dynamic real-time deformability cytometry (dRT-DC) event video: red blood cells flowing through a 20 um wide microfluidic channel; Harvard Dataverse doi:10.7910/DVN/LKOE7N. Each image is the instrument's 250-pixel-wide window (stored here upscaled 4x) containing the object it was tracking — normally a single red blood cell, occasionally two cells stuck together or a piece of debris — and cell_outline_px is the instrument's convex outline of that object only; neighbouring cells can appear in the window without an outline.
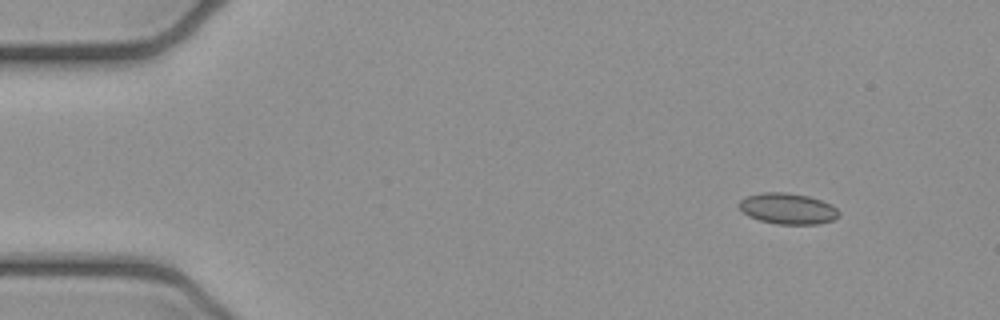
{"species": "common noctule bat (a hibernating species)", "species_latin": "Nyctalus noctula", "temperature_condition": "cold", "stored_images_in_passage": 7, "camera_frame_rate_fps": 3000, "um_per_image_px": 0.085, "animal": {"sex": "female", "body_mass_g": 21.9}, "frame": {"image": 1, "passage_image": 1, "time_ms": 0.0, "image_size_px": [1000, 320], "cell_outline_px": [[840, 216], [832, 220], [820, 224], [776, 224], [760, 220], [748, 216], [736, 204], [740, 200], [748, 196], [760, 192], [788, 192], [808, 196], [832, 204], [840, 212]], "centroid_in_image_um": [66.97, 17.73], "position_along_channel_um": 18.0, "area_um2": 18.15}}
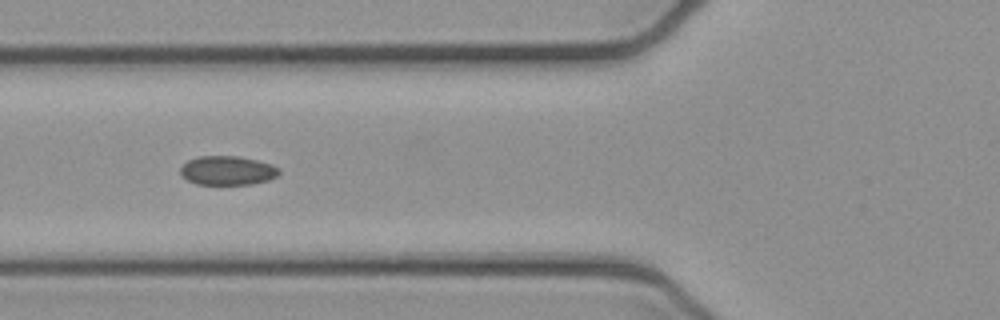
{"frame": {"image": 2, "passage_image": 5, "time_ms": 1.333, "image_size_px": [1000, 320], "cell_outline_px": [[280, 172], [276, 176], [268, 180], [252, 184], [196, 184], [188, 180], [180, 172], [180, 168], [188, 160], [200, 156], [236, 156], [256, 160], [272, 164], [280, 168]], "centroid_in_image_um": [19.35, 14.49], "position_along_channel_um": 106.4, "area_um2": 16.59}}
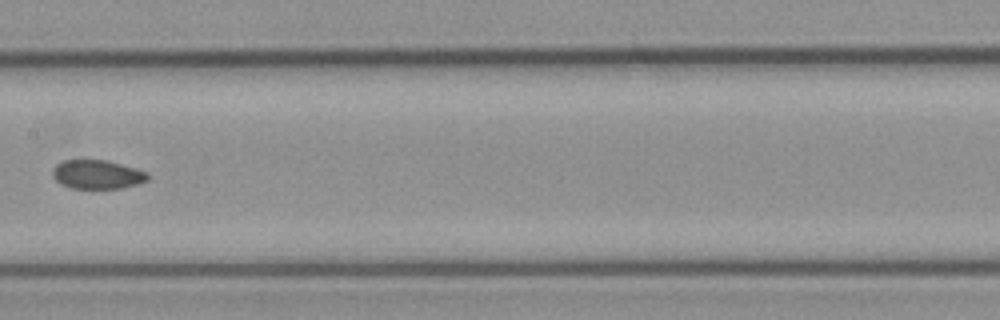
{"frame": {"image": 3, "passage_image": 7, "time_ms": 2.0, "image_size_px": [1000, 320], "cell_outline_px": [[148, 180], [140, 184], [120, 188], [72, 188], [60, 184], [52, 176], [52, 168], [56, 164], [64, 160], [104, 160], [136, 168], [148, 172]], "centroid_in_image_um": [8.26, 14.83], "position_along_channel_um": 199.1, "area_um2": 16.07}}